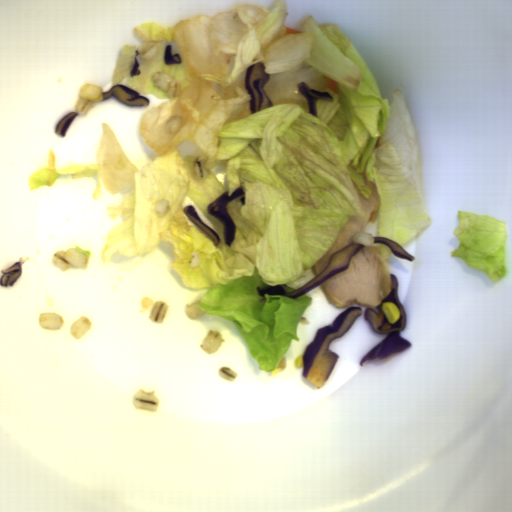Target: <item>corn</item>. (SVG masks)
<instances>
[{
	"instance_id": "corn-1",
	"label": "corn",
	"mask_w": 512,
	"mask_h": 512,
	"mask_svg": "<svg viewBox=\"0 0 512 512\" xmlns=\"http://www.w3.org/2000/svg\"><path fill=\"white\" fill-rule=\"evenodd\" d=\"M81 99L91 101H103V88L93 83H86L82 86L80 94Z\"/></svg>"
},
{
	"instance_id": "corn-4",
	"label": "corn",
	"mask_w": 512,
	"mask_h": 512,
	"mask_svg": "<svg viewBox=\"0 0 512 512\" xmlns=\"http://www.w3.org/2000/svg\"><path fill=\"white\" fill-rule=\"evenodd\" d=\"M303 355L304 353H301L294 361V365L297 369L304 367Z\"/></svg>"
},
{
	"instance_id": "corn-3",
	"label": "corn",
	"mask_w": 512,
	"mask_h": 512,
	"mask_svg": "<svg viewBox=\"0 0 512 512\" xmlns=\"http://www.w3.org/2000/svg\"><path fill=\"white\" fill-rule=\"evenodd\" d=\"M354 244H362L365 247H372L374 246V238L371 233L368 232H361L353 235L352 238Z\"/></svg>"
},
{
	"instance_id": "corn-2",
	"label": "corn",
	"mask_w": 512,
	"mask_h": 512,
	"mask_svg": "<svg viewBox=\"0 0 512 512\" xmlns=\"http://www.w3.org/2000/svg\"><path fill=\"white\" fill-rule=\"evenodd\" d=\"M382 311L384 315L387 317L389 323H397L398 319L401 317V312L397 305L391 301L383 302Z\"/></svg>"
}]
</instances>
